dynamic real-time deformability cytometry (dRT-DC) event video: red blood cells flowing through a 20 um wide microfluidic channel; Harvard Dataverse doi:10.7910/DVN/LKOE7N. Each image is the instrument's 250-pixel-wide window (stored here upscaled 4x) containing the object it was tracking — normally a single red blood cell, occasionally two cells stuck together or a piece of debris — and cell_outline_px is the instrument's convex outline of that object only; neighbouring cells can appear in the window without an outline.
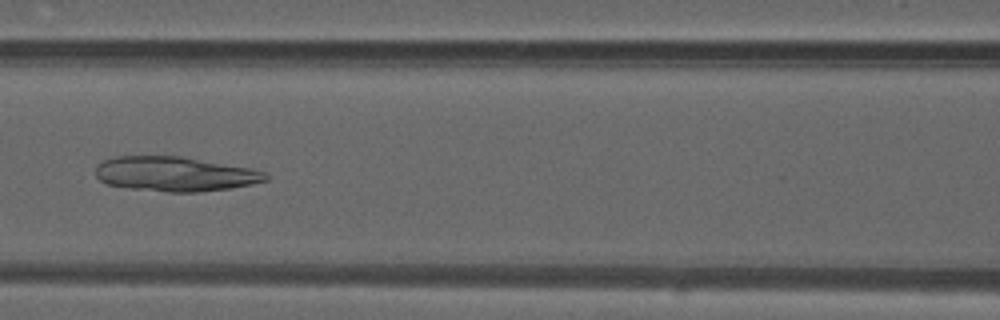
{"species": "common noctule bat (a hibernating species)", "species_latin": "Nyctalus noctula", "temperature_condition": "warm", "stored_images_in_passage": 18, "camera_frame_rate_fps": 3000, "um_per_image_px": 0.085, "animal": {"sex": "male", "forearm_length_mm": 52.5}, "frame": {"image": 1, "passage_image": 11, "time_ms": 3.333, "image_size_px": [1000, 320], "cell_outline_px": [[268, 180], [252, 184], [228, 188], [196, 192], [168, 192], [132, 188], [108, 184], [100, 180], [96, 176], [96, 164], [104, 160], [116, 156], [184, 156], [252, 168], [264, 172], [268, 176]], "centroid_in_image_um": [14.88, 14.77], "position_along_channel_um": 151.7, "area_um2": 34.33}}
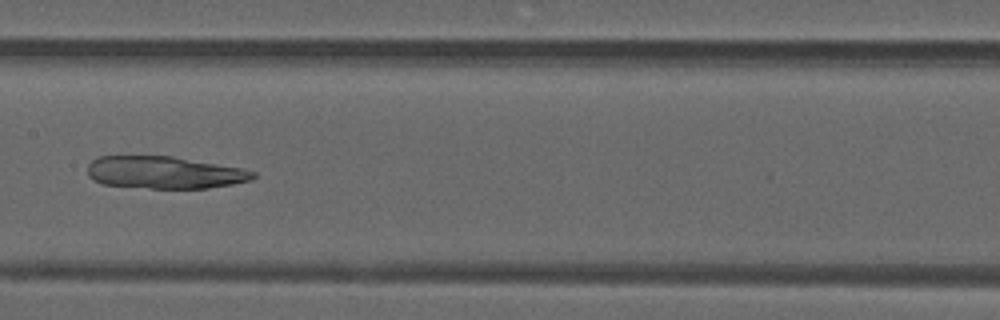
{"frame": {"image": 2, "passage_image": 14, "time_ms": 4.333, "image_size_px": [1000, 320], "cell_outline_px": [[256, 176], [252, 180], [232, 184], [208, 188], [152, 188], [104, 184], [92, 180], [88, 176], [88, 164], [96, 156], [172, 156], [244, 168], [256, 172]], "centroid_in_image_um": [13.99, 14.65], "position_along_channel_um": 193.4, "area_um2": 31.27}}
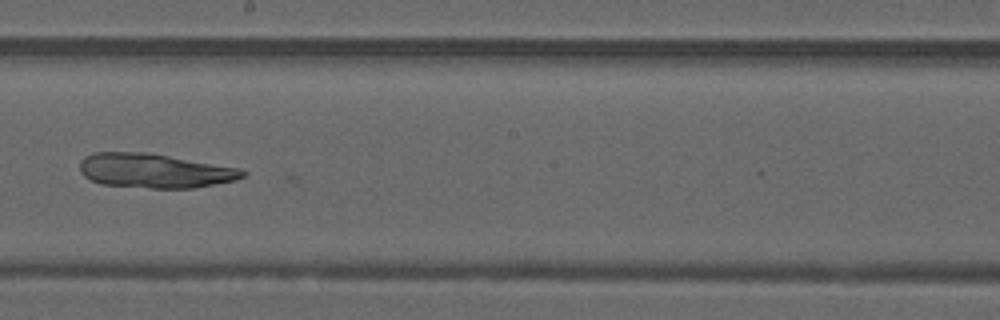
{"frame": {"image": 3, "passage_image": 17, "time_ms": 5.333, "image_size_px": [1000, 320], "cell_outline_px": [[248, 172], [244, 176], [236, 180], [192, 188], [152, 188], [100, 184], [88, 180], [80, 172], [80, 160], [84, 156], [92, 152], [148, 152], [240, 168]], "centroid_in_image_um": [13.1, 14.51], "position_along_channel_um": 235.1, "area_um2": 32.83}}